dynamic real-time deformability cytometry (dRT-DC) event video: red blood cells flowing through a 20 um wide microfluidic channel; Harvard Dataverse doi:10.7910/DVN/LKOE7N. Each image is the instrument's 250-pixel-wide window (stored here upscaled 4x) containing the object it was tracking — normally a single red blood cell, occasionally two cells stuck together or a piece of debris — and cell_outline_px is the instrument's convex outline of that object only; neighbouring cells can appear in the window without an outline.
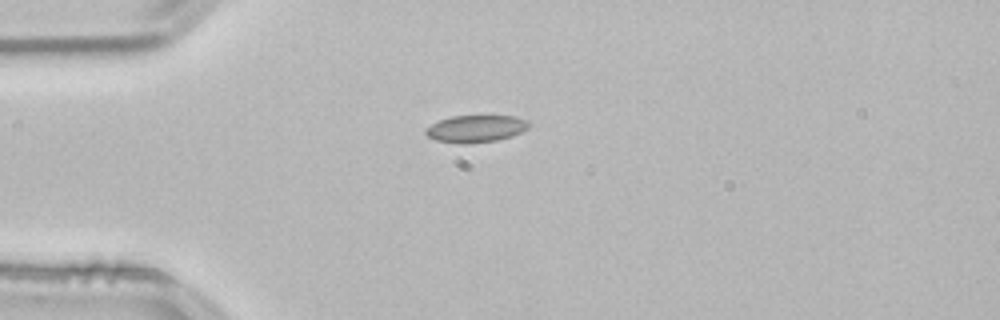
{"species": "common noctule bat (a hibernating species)", "species_latin": "Nyctalus noctula", "temperature_condition": "room temperature", "stored_images_in_passage": 40, "camera_frame_rate_fps": 3000, "um_per_image_px": 0.085, "animal": {"sex": "male", "body_mass_g": 21.5, "forearm_length_mm": 52.0}, "frame": {"image": 1, "passage_image": 1, "time_ms": 0.0, "image_size_px": [1000, 320], "cell_outline_px": [[528, 128], [512, 136], [496, 140], [468, 144], [436, 140], [428, 136], [424, 132], [432, 124], [440, 120], [452, 116], [516, 116], [528, 120]], "centroid_in_image_um": [40.47, 10.93], "position_along_channel_um": 44.5, "area_um2": 16.07}}
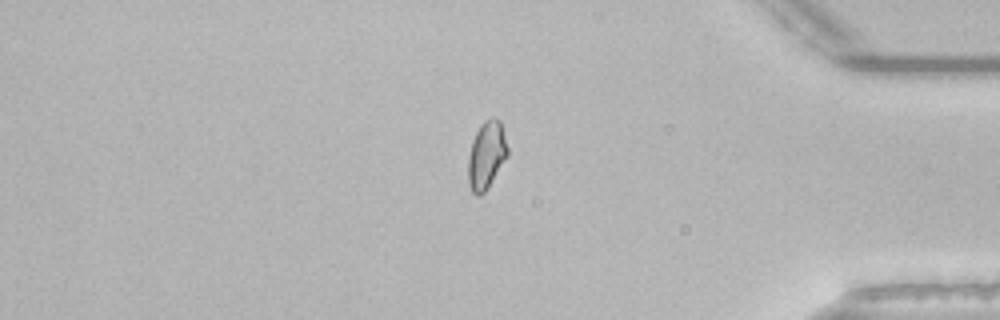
{"frame": {"image": 2, "passage_image": 32, "time_ms": 10.333, "image_size_px": [1000, 320], "cell_outline_px": [[508, 156], [484, 192], [480, 196], [476, 196], [472, 192], [468, 184], [468, 156], [472, 140], [480, 124], [484, 120], [492, 116], [500, 120], [508, 148]], "centroid_in_image_um": [41.34, 13.17], "position_along_channel_um": 393.9, "area_um2": 15.66}}
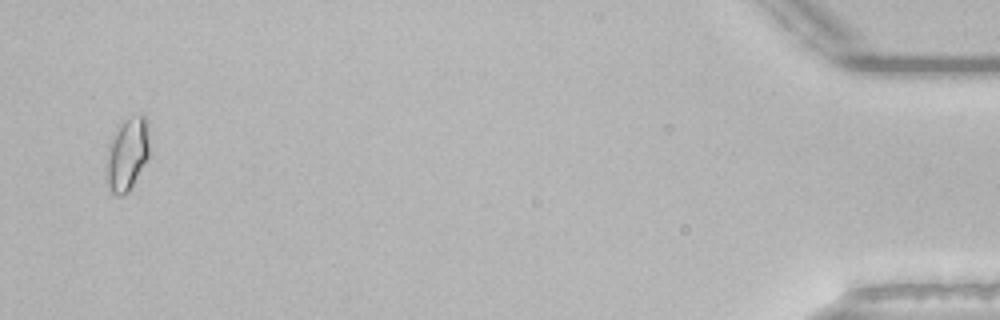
{"frame": {"image": 3, "passage_image": 39, "time_ms": 12.667, "image_size_px": [1000, 320], "cell_outline_px": [[148, 156], [128, 192], [124, 196], [116, 196], [112, 192], [104, 180], [104, 168], [108, 144], [120, 120], [132, 116], [144, 116], [148, 120]], "centroid_in_image_um": [10.74, 13.1], "position_along_channel_um": 424.5, "area_um2": 18.79}, "authors_computed_cell_mechanics": {"area_um2": 15.5193, "velocity_mm_per_s": 3.8352, "shape_relaxation_time_tau1_ms": null, "shape_relaxation_time_tau2_ms": 1.5364, "deformation_change_tau1": null, "deformation_change_tau2": 0.047}}